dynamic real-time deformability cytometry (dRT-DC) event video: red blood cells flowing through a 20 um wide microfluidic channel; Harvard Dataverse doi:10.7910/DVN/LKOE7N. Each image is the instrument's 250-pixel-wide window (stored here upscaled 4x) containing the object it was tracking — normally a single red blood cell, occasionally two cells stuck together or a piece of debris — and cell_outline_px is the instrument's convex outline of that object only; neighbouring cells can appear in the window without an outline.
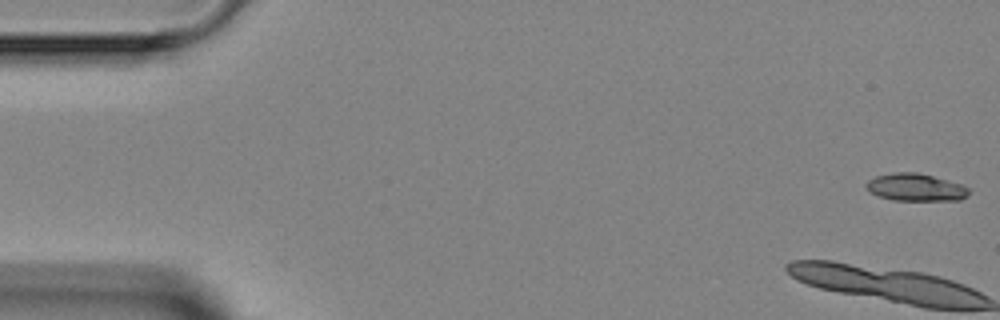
{"species": "Egyptian fruit bat (a non-hibernating species)", "species_latin": "Rousettus aegyptiacus", "temperature_condition": "room temperature", "stored_images_in_passage": 6, "camera_frame_rate_fps": 3000, "um_per_image_px": 0.085, "animal": {"sex": "female"}, "frame": {"image": 1, "passage_image": 1, "time_ms": 0.0, "image_size_px": [1000, 320], "cell_outline_px": [[968, 196], [960, 200], [892, 200], [880, 196], [872, 192], [864, 184], [868, 180], [876, 176], [892, 172], [916, 172], [932, 176], [960, 184], [968, 188]], "centroid_in_image_um": [77.82, 15.92], "position_along_channel_um": 7.2, "area_um2": 16.18}}